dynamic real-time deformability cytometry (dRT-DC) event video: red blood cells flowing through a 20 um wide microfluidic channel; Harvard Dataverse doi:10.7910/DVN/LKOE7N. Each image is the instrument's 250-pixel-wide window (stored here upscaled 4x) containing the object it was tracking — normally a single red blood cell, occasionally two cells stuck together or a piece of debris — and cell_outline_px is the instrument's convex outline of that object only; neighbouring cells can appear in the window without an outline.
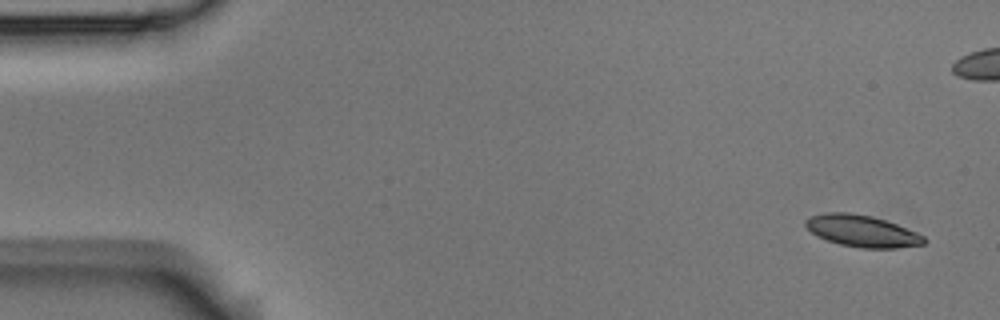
{"species": "Egyptian fruit bat (a non-hibernating species)", "species_latin": "Rousettus aegyptiacus", "temperature_condition": "room temperature", "stored_images_in_passage": 6, "camera_frame_rate_fps": 3000, "um_per_image_px": 0.085, "animal": {"sex": "male"}, "frame": {"image": 1, "passage_image": 1, "time_ms": 0.0, "image_size_px": [1000, 320], "cell_outline_px": [[928, 240], [924, 244], [896, 248], [860, 248], [840, 244], [828, 240], [812, 232], [804, 224], [804, 220], [808, 216], [828, 212], [848, 212], [872, 216], [896, 224], [916, 232], [924, 236]], "centroid_in_image_um": [73.28, 19.63], "position_along_channel_um": 11.7, "area_um2": 21.79}}